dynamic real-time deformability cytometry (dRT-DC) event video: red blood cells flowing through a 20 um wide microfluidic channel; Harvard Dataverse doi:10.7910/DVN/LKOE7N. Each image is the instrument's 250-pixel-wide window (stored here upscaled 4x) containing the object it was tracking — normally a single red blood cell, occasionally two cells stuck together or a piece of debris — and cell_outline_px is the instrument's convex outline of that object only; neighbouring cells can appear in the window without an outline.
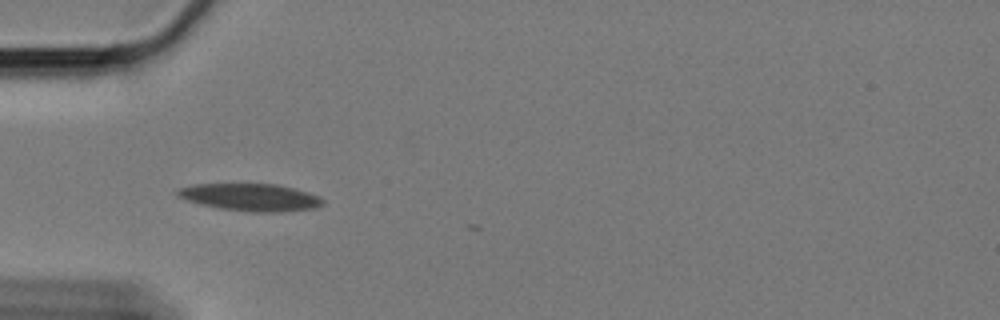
{"species": "Egyptian fruit bat (a non-hibernating species)", "species_latin": "Rousettus aegyptiacus", "temperature_condition": "cold", "stored_images_in_passage": 8, "camera_frame_rate_fps": 3000, "um_per_image_px": 0.085, "animal": {"sex": "female"}, "frame": {"image": 1, "passage_image": 1, "time_ms": 0.0, "image_size_px": [1000, 320], "cell_outline_px": [[324, 204], [312, 208], [280, 212], [252, 212], [220, 208], [200, 204], [176, 196], [176, 192], [180, 188], [192, 184], [276, 184], [308, 192], [320, 196], [324, 200]], "centroid_in_image_um": [21.29, 16.76], "position_along_channel_um": 63.7, "area_um2": 23.0}}
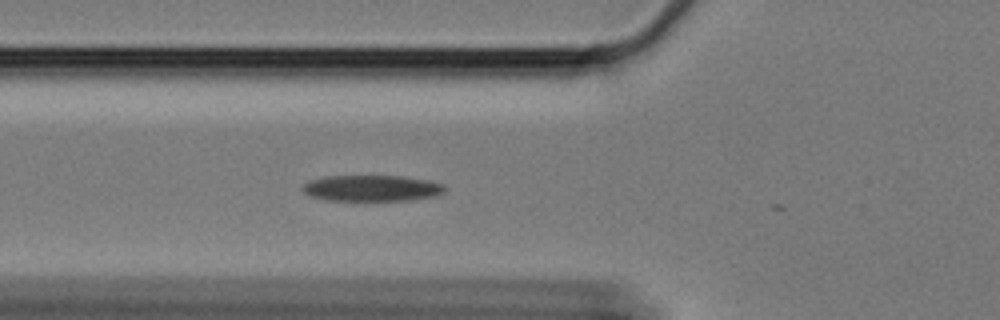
{"frame": {"image": 2, "passage_image": 4, "time_ms": 1.0, "image_size_px": [1000, 320], "cell_outline_px": [[448, 188], [440, 196], [412, 200], [368, 204], [324, 200], [308, 196], [300, 188], [308, 180], [324, 176], [400, 176], [428, 180], [444, 184]], "centroid_in_image_um": [31.6, 16.06], "position_along_channel_um": 94.2, "area_um2": 23.29}}
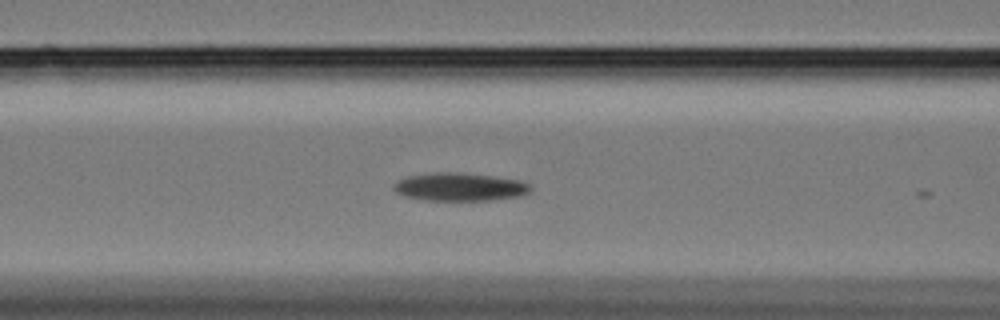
{"frame": {"image": 3, "passage_image": 7, "time_ms": 2.0, "image_size_px": [1000, 320], "cell_outline_px": [[532, 192], [520, 196], [492, 200], [424, 200], [404, 196], [396, 192], [392, 188], [400, 180], [408, 176], [436, 172], [456, 172], [492, 176], [520, 180], [532, 184]], "centroid_in_image_um": [39.14, 15.89], "position_along_channel_um": 127.5, "area_um2": 22.43}}